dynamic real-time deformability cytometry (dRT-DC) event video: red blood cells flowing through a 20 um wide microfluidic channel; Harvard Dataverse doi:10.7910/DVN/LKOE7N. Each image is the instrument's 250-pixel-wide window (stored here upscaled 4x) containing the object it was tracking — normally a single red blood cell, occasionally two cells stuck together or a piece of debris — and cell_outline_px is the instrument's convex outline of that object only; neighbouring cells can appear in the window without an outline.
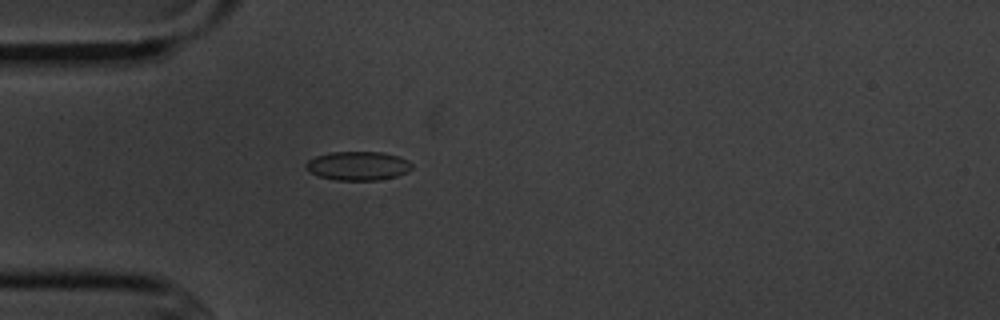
{"species": "common noctule bat (a hibernating species)", "species_latin": "Nyctalus noctula", "temperature_condition": "cold", "stored_images_in_passage": 4, "camera_frame_rate_fps": 3000, "um_per_image_px": 0.085, "animal": {"sex": "male", "body_mass_g": 20.1, "forearm_length_mm": 53.5}, "frame": {"image": 1, "passage_image": 4, "time_ms": 4.333, "image_size_px": [1000, 320], "cell_outline_px": [[412, 168], [408, 172], [396, 176], [376, 180], [336, 180], [320, 176], [308, 172], [304, 164], [308, 160], [316, 156], [332, 152], [384, 152], [400, 156], [408, 160], [412, 164]], "centroid_in_image_um": [30.44, 14.09], "position_along_channel_um": 54.6, "area_um2": 17.92}}